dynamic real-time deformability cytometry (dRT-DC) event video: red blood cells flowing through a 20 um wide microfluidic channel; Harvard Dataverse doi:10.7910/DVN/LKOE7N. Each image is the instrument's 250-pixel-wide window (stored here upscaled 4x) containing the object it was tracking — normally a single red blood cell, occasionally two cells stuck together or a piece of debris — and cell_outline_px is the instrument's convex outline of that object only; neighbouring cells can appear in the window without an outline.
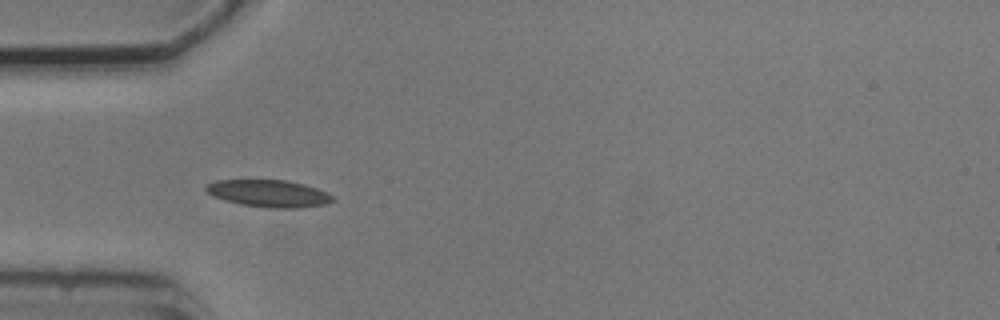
{"species": "common noctule bat (a hibernating species)", "species_latin": "Nyctalus noctula", "temperature_condition": "cold", "stored_images_in_passage": 39, "camera_frame_rate_fps": 3000, "um_per_image_px": 0.085, "animal": {"sex": "male", "body_mass_g": 20.5, "forearm_length_mm": 52.5}, "frame": {"image": 1, "passage_image": 1, "time_ms": 0.0, "image_size_px": [1000, 320], "cell_outline_px": [[336, 200], [324, 204], [300, 208], [268, 208], [240, 204], [224, 200], [212, 196], [204, 188], [208, 184], [216, 180], [288, 180], [304, 184], [316, 188], [332, 196]], "centroid_in_image_um": [22.83, 16.45], "position_along_channel_um": 62.2, "area_um2": 20.0}}
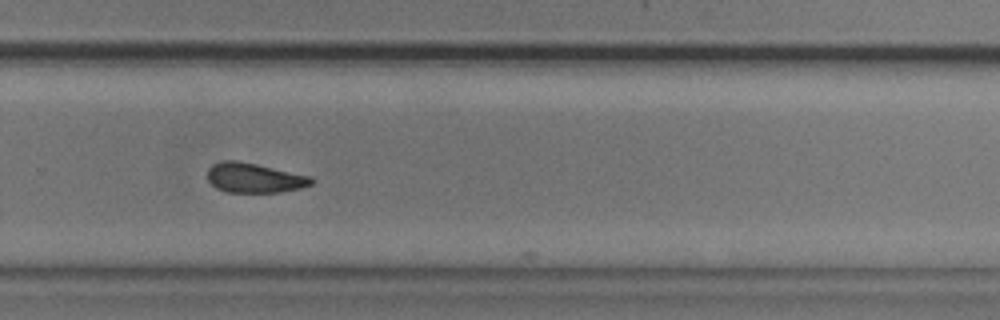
{"frame": {"image": 2, "passage_image": 21, "time_ms": 6.667, "image_size_px": [1000, 320], "cell_outline_px": [[316, 180], [312, 184], [300, 188], [280, 192], [228, 192], [216, 188], [208, 180], [208, 168], [212, 164], [224, 160], [236, 160], [256, 164], [312, 176]], "centroid_in_image_um": [21.64, 15.11], "position_along_channel_um": 308.2, "area_um2": 18.03}}
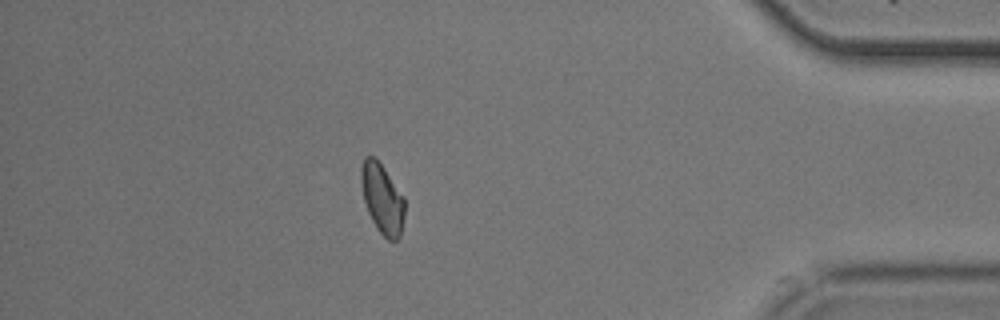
{"frame": {"image": 3, "passage_image": 32, "time_ms": 10.333, "image_size_px": [1000, 320], "cell_outline_px": [[404, 216], [400, 236], [396, 240], [388, 240], [376, 228], [368, 212], [364, 200], [360, 180], [360, 168], [364, 156], [372, 156], [384, 168], [404, 196]], "centroid_in_image_um": [32.48, 16.88], "position_along_channel_um": 402.7, "area_um2": 17.69}, "authors_computed_cell_mechanics": {"area_um2": 18.4382, "velocity_mm_per_s": 3.7102, "shape_relaxation_time_tau1_ms": 3.6481, "shape_relaxation_time_tau2_ms": 3.635, "deformation_change_tau1": 0.1072, "deformation_change_tau2": 0.0947}}